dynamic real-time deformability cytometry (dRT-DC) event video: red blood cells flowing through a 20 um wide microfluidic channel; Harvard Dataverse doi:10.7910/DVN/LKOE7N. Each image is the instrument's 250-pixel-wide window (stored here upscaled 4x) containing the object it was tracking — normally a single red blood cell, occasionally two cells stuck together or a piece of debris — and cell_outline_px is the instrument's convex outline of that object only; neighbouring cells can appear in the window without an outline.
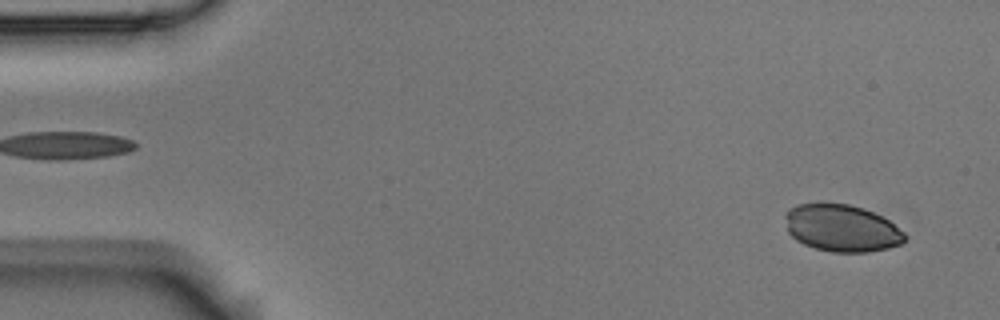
{"species": "Egyptian fruit bat (a non-hibernating species)", "species_latin": "Rousettus aegyptiacus", "temperature_condition": "room temperature", "stored_images_in_passage": 56, "camera_frame_rate_fps": 3000, "um_per_image_px": 0.085, "animal": {"sex": "male"}, "frame": {"image": 1, "passage_image": 3, "time_ms": 0.667, "image_size_px": [1000, 320], "cell_outline_px": [[908, 236], [900, 244], [888, 248], [868, 252], [832, 252], [816, 248], [804, 244], [796, 240], [788, 232], [784, 216], [788, 208], [796, 204], [848, 204], [864, 208], [888, 220], [904, 232]], "centroid_in_image_um": [71.53, 19.39], "position_along_channel_um": 13.5, "area_um2": 32.71}}
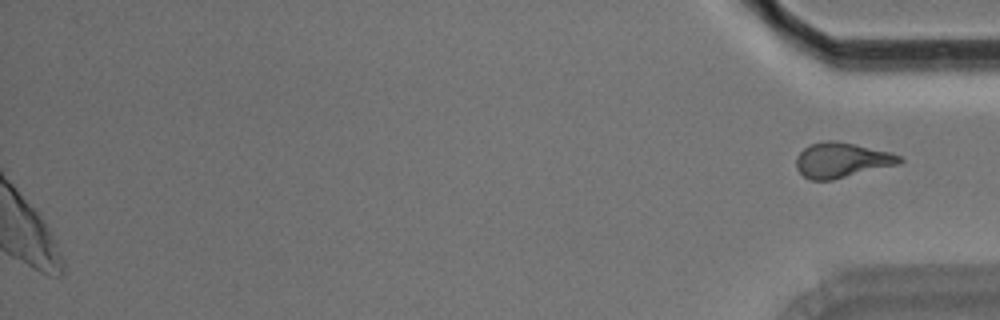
{"frame": {"image": 2, "passage_image": 56, "time_ms": 18.333, "image_size_px": [1000, 320], "cell_outline_px": [[904, 160], [900, 164], [832, 180], [808, 180], [796, 168], [796, 156], [804, 148], [812, 144], [824, 140], [836, 140], [892, 152], [904, 156]], "centroid_in_image_um": [71.58, 13.61], "position_along_channel_um": 363.6, "area_um2": 21.39}}